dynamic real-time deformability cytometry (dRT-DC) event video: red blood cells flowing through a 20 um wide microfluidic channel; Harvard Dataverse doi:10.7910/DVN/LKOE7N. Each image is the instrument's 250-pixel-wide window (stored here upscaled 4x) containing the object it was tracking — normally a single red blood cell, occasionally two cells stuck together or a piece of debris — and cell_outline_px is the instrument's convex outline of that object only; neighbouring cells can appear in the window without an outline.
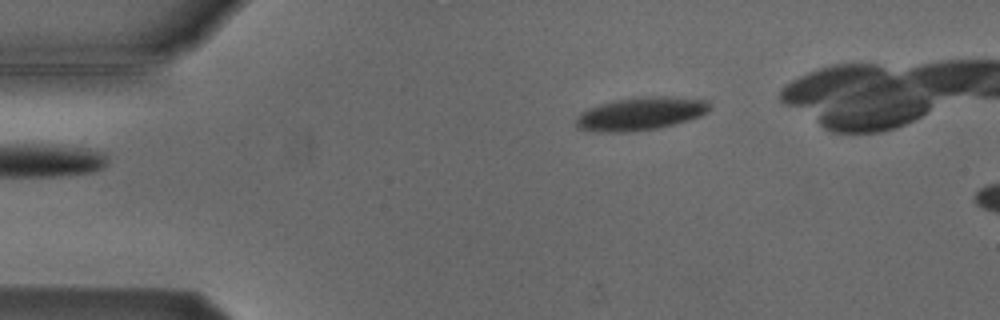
{"species": "Egyptian fruit bat (a non-hibernating species)", "species_latin": "Rousettus aegyptiacus", "temperature_condition": "cold", "stored_images_in_passage": 3, "camera_frame_rate_fps": 3000, "um_per_image_px": 0.085, "animal": {"sex": "male"}, "frame": {"image": 1, "passage_image": 1, "time_ms": 0.0, "image_size_px": [1000, 320], "cell_outline_px": [[712, 108], [708, 112], [700, 116], [676, 124], [656, 128], [632, 132], [592, 132], [576, 128], [576, 116], [580, 112], [588, 108], [600, 104], [616, 100], [636, 96], [668, 96], [704, 100], [712, 104]], "centroid_in_image_um": [54.43, 9.67], "position_along_channel_um": 30.6, "area_um2": 26.13}}